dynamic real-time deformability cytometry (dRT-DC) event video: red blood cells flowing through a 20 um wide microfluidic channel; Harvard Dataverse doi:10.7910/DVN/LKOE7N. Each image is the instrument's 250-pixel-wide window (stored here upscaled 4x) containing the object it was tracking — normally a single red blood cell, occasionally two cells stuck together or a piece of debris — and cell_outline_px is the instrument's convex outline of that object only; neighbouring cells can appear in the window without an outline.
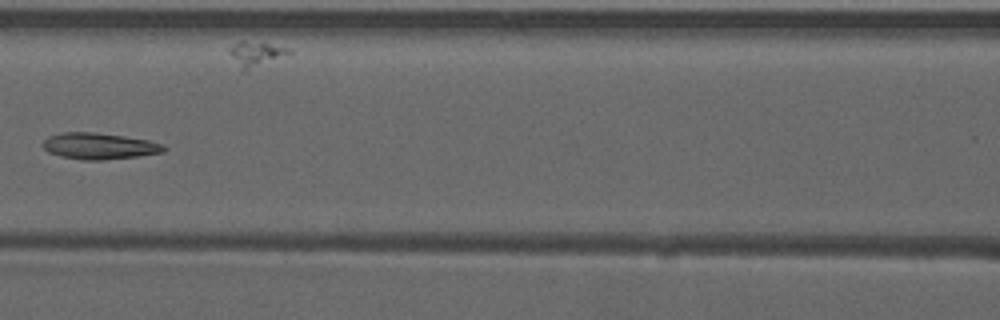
{"species": "common noctule bat (a hibernating species)", "species_latin": "Nyctalus noctula", "temperature_condition": "warm", "stored_images_in_passage": 9, "camera_frame_rate_fps": 3000, "um_per_image_px": 0.085, "animal": {"sex": "male", "forearm_length_mm": 52.5}, "frame": {"image": 1, "passage_image": 8, "time_ms": 2.333, "image_size_px": [1000, 320], "cell_outline_px": [[168, 148], [164, 152], [140, 156], [104, 160], [80, 160], [48, 152], [40, 144], [48, 136], [64, 132], [96, 132], [148, 140], [164, 144]], "centroid_in_image_um": [8.46, 12.42], "position_along_channel_um": 158.1, "area_um2": 18.67}}